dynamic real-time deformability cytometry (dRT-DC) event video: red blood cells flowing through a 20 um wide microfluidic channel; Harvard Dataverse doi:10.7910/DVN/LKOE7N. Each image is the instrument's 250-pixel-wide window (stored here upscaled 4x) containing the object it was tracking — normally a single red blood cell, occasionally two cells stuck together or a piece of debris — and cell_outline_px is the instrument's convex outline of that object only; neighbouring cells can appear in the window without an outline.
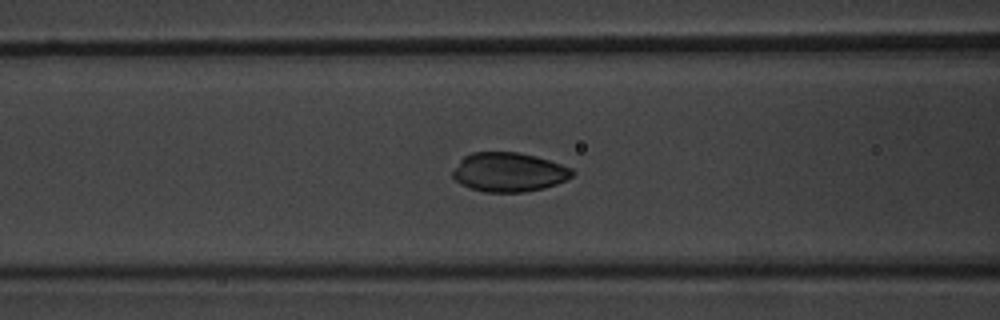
{"species": "common noctule bat (a hibernating species)", "species_latin": "Nyctalus noctula", "temperature_condition": "warm", "stored_images_in_passage": 40, "camera_frame_rate_fps": 3000, "um_per_image_px": 0.085, "animal": {"sex": "male", "body_mass_g": 20.1, "forearm_length_mm": 53.5}, "frame": {"image": 1, "passage_image": 9, "time_ms": 2.667, "image_size_px": [1000, 320], "cell_outline_px": [[576, 172], [572, 176], [556, 184], [544, 188], [524, 192], [484, 192], [460, 184], [452, 176], [452, 172], [460, 160], [464, 156], [472, 152], [520, 152], [536, 156], [572, 168]], "centroid_in_image_um": [43.25, 14.63], "position_along_channel_um": 123.4, "area_um2": 27.28}}
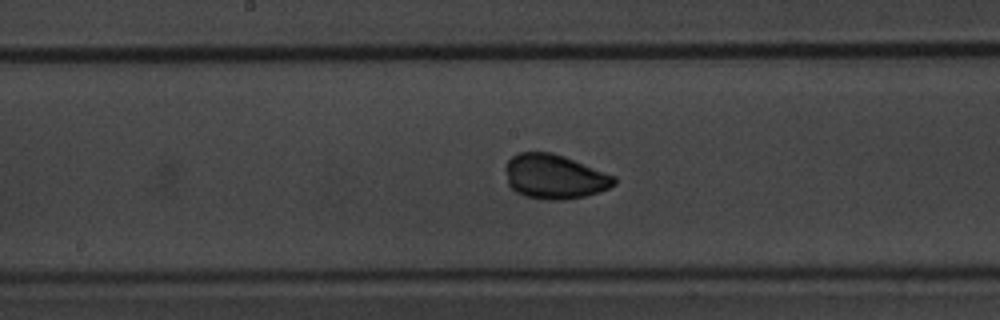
{"frame": {"image": 2, "passage_image": 15, "time_ms": 4.667, "image_size_px": [1000, 320], "cell_outline_px": [[616, 184], [600, 192], [584, 196], [564, 200], [544, 200], [524, 196], [516, 192], [508, 184], [504, 168], [508, 160], [512, 156], [520, 152], [552, 152], [564, 156], [616, 176]], "centroid_in_image_um": [47.12, 15.02], "position_along_channel_um": 201.1, "area_um2": 28.38}}
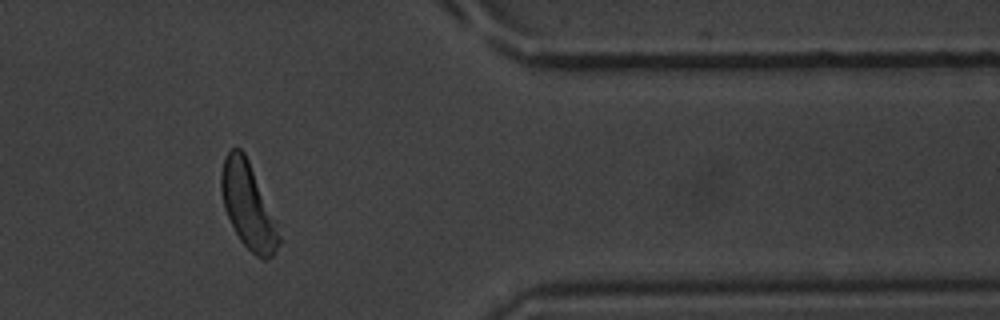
{"frame": {"image": 3, "passage_image": 31, "time_ms": 10.0, "image_size_px": [1000, 320], "cell_outline_px": [[280, 244], [272, 256], [264, 260], [256, 256], [240, 240], [224, 208], [220, 188], [220, 176], [224, 160], [228, 152], [232, 148], [240, 148], [244, 152], [248, 160], [276, 220], [280, 236]], "centroid_in_image_um": [21.09, 17.5], "position_along_channel_um": 390.3, "area_um2": 28.44}, "authors_computed_cell_mechanics": {"area_um2": 27.9174, "velocity_mm_per_s": 3.8775, "shape_relaxation_time_tau1_ms": 2.2994, "shape_relaxation_time_tau2_ms": 0.8372, "deformation_change_tau1": 0.128, "deformation_change_tau2": 0.0483}}